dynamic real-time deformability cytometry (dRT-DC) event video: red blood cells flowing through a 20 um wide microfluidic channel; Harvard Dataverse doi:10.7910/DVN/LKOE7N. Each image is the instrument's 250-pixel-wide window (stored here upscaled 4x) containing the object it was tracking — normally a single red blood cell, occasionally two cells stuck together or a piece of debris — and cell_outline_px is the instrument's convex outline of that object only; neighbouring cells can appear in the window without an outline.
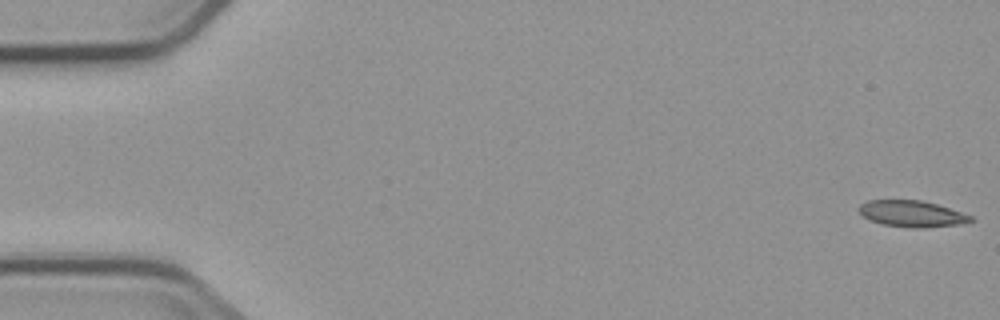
{"species": "common noctule bat (a hibernating species)", "species_latin": "Nyctalus noctula", "temperature_condition": "cold", "stored_images_in_passage": 4, "segment_of_instrument_passage": [2, 2], "camera_frame_rate_fps": 3000, "um_per_image_px": 0.085, "animal": {"sex": "male", "body_mass_g": 23.1, "forearm_length_mm": 52.7}, "frame": {"image": 1, "passage_image": 4, "time_ms": 3.667, "image_size_px": [1000, 320], "cell_outline_px": [[976, 220], [960, 224], [924, 228], [912, 228], [884, 224], [872, 220], [864, 216], [856, 208], [860, 204], [868, 200], [920, 200], [936, 204], [972, 216]], "centroid_in_image_um": [77.51, 18.17], "position_along_channel_um": 7.5, "area_um2": 16.99}}